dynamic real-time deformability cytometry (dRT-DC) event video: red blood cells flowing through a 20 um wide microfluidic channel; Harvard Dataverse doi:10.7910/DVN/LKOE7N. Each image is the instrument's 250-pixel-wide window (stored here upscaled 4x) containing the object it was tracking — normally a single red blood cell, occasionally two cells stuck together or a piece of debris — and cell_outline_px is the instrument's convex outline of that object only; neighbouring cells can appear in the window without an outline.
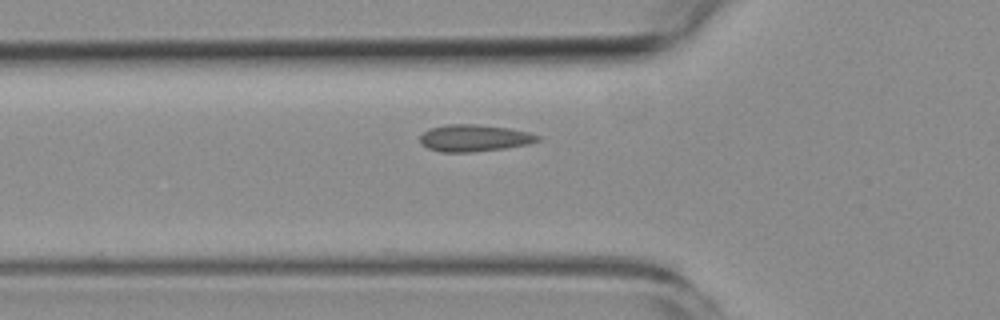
{"species": "common noctule bat (a hibernating species)", "species_latin": "Nyctalus noctula", "temperature_condition": "room temperature", "stored_images_in_passage": 4, "camera_frame_rate_fps": 3000, "um_per_image_px": 0.085, "animal": {"sex": "female", "body_mass_g": 19.3, "forearm_length_mm": 54.1}, "frame": {"image": 1, "passage_image": 4, "time_ms": 4.0, "image_size_px": [1000, 320], "cell_outline_px": [[540, 140], [528, 144], [504, 148], [472, 152], [440, 152], [428, 148], [420, 144], [420, 136], [428, 128], [444, 124], [476, 124], [508, 128], [528, 132], [540, 136]], "centroid_in_image_um": [40.27, 11.73], "position_along_channel_um": 85.5, "area_um2": 18.5}}